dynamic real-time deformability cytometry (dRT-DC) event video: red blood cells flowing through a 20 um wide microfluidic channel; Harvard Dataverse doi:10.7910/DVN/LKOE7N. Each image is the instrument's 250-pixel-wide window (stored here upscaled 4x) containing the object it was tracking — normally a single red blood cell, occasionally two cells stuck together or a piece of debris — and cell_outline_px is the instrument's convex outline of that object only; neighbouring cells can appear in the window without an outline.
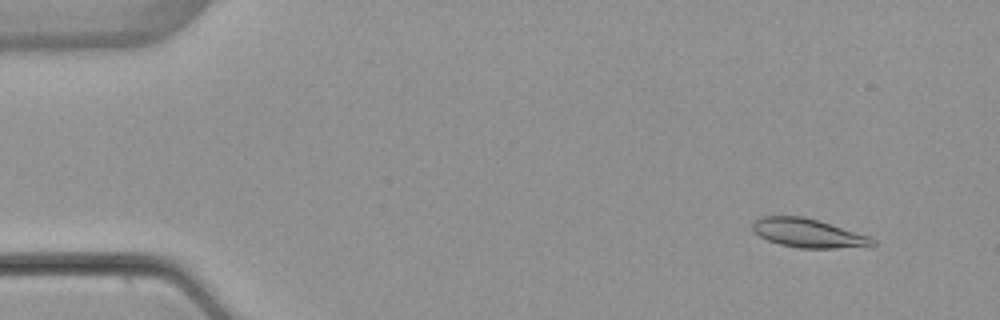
{"species": "common noctule bat (a hibernating species)", "species_latin": "Nyctalus noctula", "temperature_condition": "warm", "stored_images_in_passage": 4, "camera_frame_rate_fps": 3000, "um_per_image_px": 0.085, "animal": {"sex": "female", "body_mass_g": 22.7, "forearm_length_mm": 54.2}, "frame": {"image": 1, "passage_image": 1, "time_ms": 0.0, "image_size_px": [1000, 320], "cell_outline_px": [[876, 244], [868, 248], [800, 248], [780, 244], [768, 240], [760, 236], [752, 228], [752, 220], [760, 216], [804, 216], [868, 236], [876, 240]], "centroid_in_image_um": [68.72, 19.82], "position_along_channel_um": 16.3, "area_um2": 20.23}}
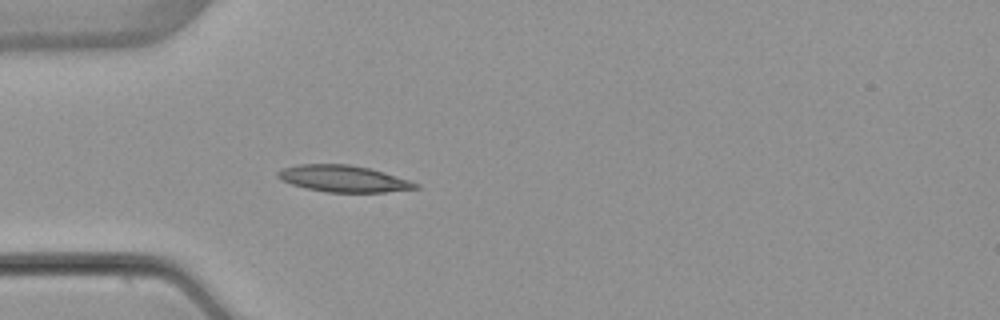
{"frame": {"image": 2, "passage_image": 4, "time_ms": 3.667, "image_size_px": [1000, 320], "cell_outline_px": [[420, 188], [384, 192], [328, 192], [304, 188], [280, 180], [276, 176], [276, 172], [280, 168], [300, 164], [348, 164], [368, 168], [384, 172], [420, 184]], "centroid_in_image_um": [29.14, 15.18], "position_along_channel_um": 55.9, "area_um2": 21.39}}